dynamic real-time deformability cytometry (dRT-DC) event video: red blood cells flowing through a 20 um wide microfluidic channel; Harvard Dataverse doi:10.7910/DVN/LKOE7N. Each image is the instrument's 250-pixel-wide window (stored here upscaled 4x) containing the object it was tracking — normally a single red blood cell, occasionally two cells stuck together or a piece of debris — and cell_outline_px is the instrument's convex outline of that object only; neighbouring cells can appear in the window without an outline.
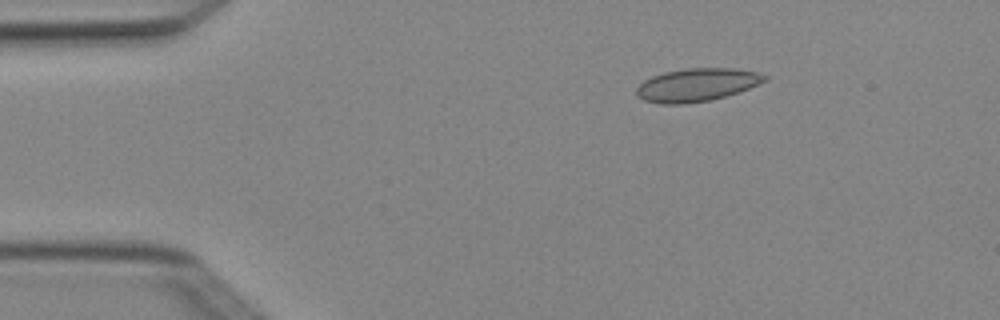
{"species": "Egyptian fruit bat (a non-hibernating species)", "species_latin": "Rousettus aegyptiacus", "temperature_condition": "cold", "stored_images_in_passage": 5, "camera_frame_rate_fps": 3000, "um_per_image_px": 0.085, "animal": {"sex": "female"}, "frame": {"image": 1, "passage_image": 2, "time_ms": 0.333, "image_size_px": [1000, 320], "cell_outline_px": [[768, 80], [740, 92], [712, 100], [684, 104], [660, 104], [644, 100], [636, 96], [636, 88], [644, 80], [652, 76], [664, 72], [684, 68], [736, 68], [756, 72], [768, 76]], "centroid_in_image_um": [59.23, 7.22], "position_along_channel_um": 25.8, "area_um2": 24.97}}
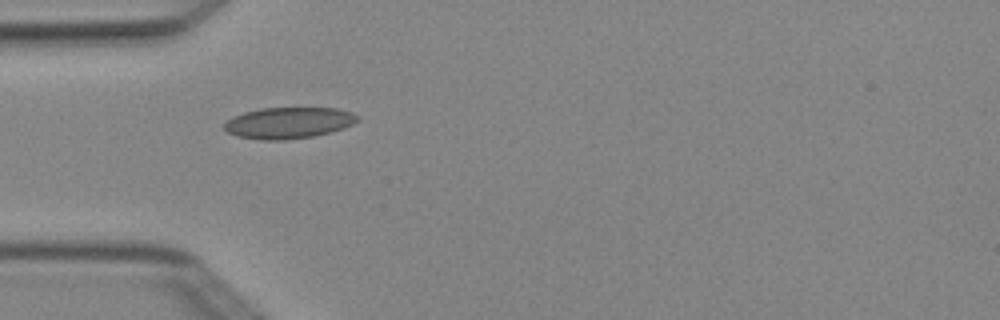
{"frame": {"image": 2, "passage_image": 4, "time_ms": 1.0, "image_size_px": [1000, 320], "cell_outline_px": [[360, 120], [344, 128], [312, 136], [284, 140], [260, 140], [236, 136], [228, 132], [224, 128], [224, 124], [232, 116], [244, 112], [260, 108], [336, 108], [352, 112], [360, 116]], "centroid_in_image_um": [24.53, 10.44], "position_along_channel_um": 60.5, "area_um2": 24.33}}
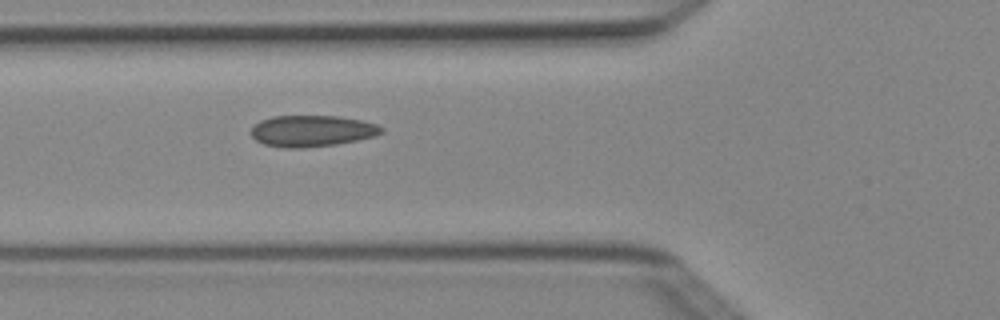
{"frame": {"image": 3, "passage_image": 5, "time_ms": 1.333, "image_size_px": [1000, 320], "cell_outline_px": [[384, 132], [372, 136], [356, 140], [336, 144], [304, 148], [284, 148], [264, 144], [256, 140], [252, 136], [252, 128], [260, 120], [272, 116], [336, 116], [360, 120], [376, 124], [384, 128]], "centroid_in_image_um": [26.5, 11.13], "position_along_channel_um": 99.3, "area_um2": 23.64}}